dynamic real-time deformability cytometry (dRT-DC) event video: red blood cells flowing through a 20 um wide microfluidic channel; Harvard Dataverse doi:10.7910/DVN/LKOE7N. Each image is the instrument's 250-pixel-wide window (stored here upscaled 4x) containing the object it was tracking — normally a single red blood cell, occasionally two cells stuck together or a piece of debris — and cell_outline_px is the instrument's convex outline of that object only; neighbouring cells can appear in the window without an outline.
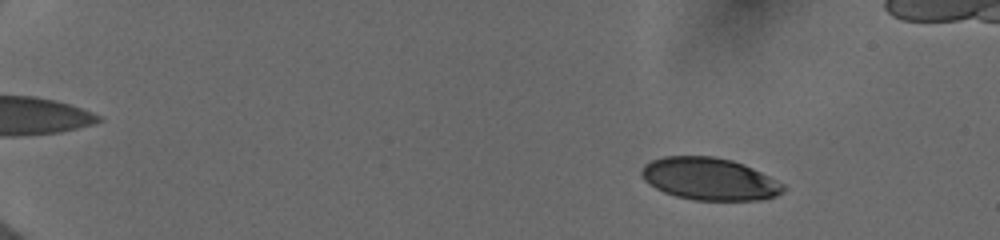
{"species": "human", "species_latin": "Homo sapiens", "temperature_condition": "cold", "stored_images_in_passage": 39, "camera_frame_rate_fps": 3000, "um_per_image_px": 0.085, "donor": {"sex": "female"}, "frame": {"image": 1, "passage_image": 10, "time_ms": 2.667, "image_size_px": [1000, 240], "cell_outline_px": [[784, 192], [776, 196], [760, 200], [696, 200], [676, 196], [664, 192], [648, 184], [644, 180], [640, 172], [644, 164], [652, 160], [664, 156], [712, 156], [732, 160], [744, 164], [784, 184]], "centroid_in_image_um": [60.29, 15.21], "position_along_channel_um": 24.7, "area_um2": 34.91}}
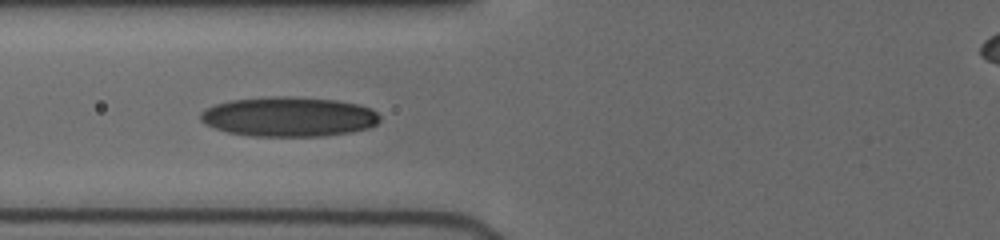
{"frame": {"image": 2, "passage_image": 30, "time_ms": 8.0, "image_size_px": [1000, 240], "cell_outline_px": [[380, 120], [376, 124], [368, 128], [348, 132], [320, 136], [248, 136], [228, 132], [204, 124], [200, 120], [200, 112], [204, 108], [228, 100], [272, 96], [292, 96], [336, 100], [356, 104], [372, 108], [380, 116]], "centroid_in_image_um": [24.51, 9.91], "position_along_channel_um": 101.3, "area_um2": 41.67}}
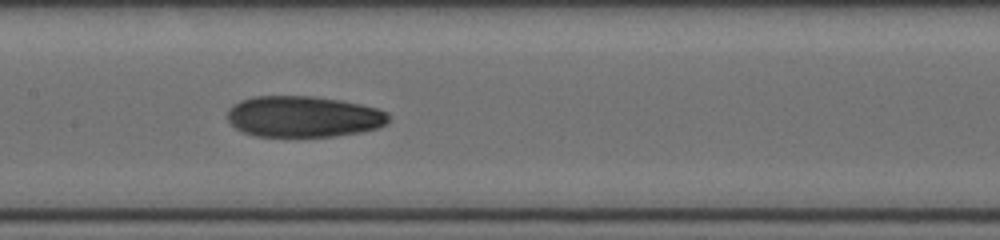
{"frame": {"image": 3, "passage_image": 38, "time_ms": 10.0, "image_size_px": [1000, 240], "cell_outline_px": [[388, 124], [380, 128], [360, 132], [332, 136], [256, 136], [244, 132], [236, 128], [228, 120], [228, 112], [232, 104], [240, 100], [252, 96], [312, 96], [340, 100], [380, 108], [388, 112]], "centroid_in_image_um": [25.82, 9.9], "position_along_channel_um": 181.6, "area_um2": 38.78}}